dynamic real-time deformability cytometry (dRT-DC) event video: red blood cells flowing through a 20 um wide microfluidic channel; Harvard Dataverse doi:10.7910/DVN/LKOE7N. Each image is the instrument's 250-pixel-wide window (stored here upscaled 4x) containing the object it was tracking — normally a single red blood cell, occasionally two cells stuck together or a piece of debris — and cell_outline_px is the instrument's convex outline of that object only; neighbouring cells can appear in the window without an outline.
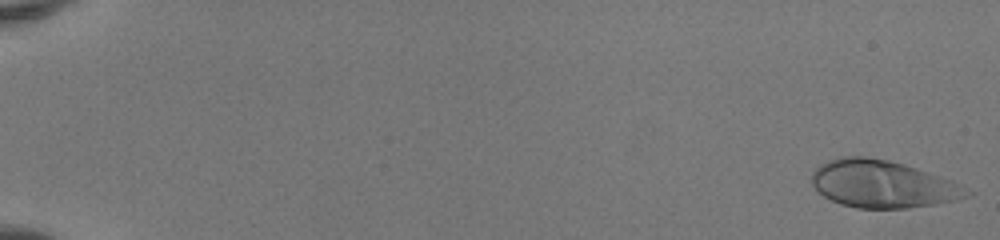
{"species": "human", "species_latin": "Homo sapiens", "temperature_condition": "room temperature", "stored_images_in_passage": 51, "camera_frame_rate_fps": 3000, "um_per_image_px": 0.085, "donor": {"sex": "female"}, "frame": {"image": 1, "passage_image": 1, "time_ms": 0.0, "image_size_px": [1000, 240], "cell_outline_px": [[976, 192], [968, 196], [956, 200], [936, 204], [908, 208], [856, 208], [840, 204], [824, 196], [812, 184], [812, 172], [820, 164], [828, 160], [840, 156], [864, 156], [888, 160], [904, 164], [952, 180]], "centroid_in_image_um": [75.04, 15.64], "position_along_channel_um": 10.0, "area_um2": 42.95}}
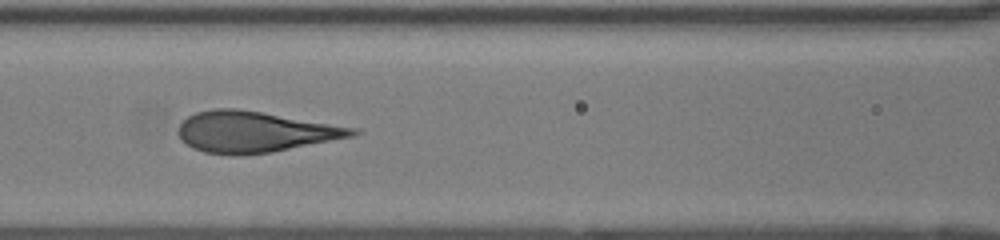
{"frame": {"image": 2, "passage_image": 25, "time_ms": 8.0, "image_size_px": [1000, 240], "cell_outline_px": [[364, 132], [352, 136], [272, 152], [240, 156], [232, 156], [204, 152], [192, 148], [180, 140], [176, 132], [180, 124], [188, 116], [196, 112], [216, 108], [236, 108], [360, 128]], "centroid_in_image_um": [21.63, 11.21], "position_along_channel_um": 145.0, "area_um2": 41.85}}
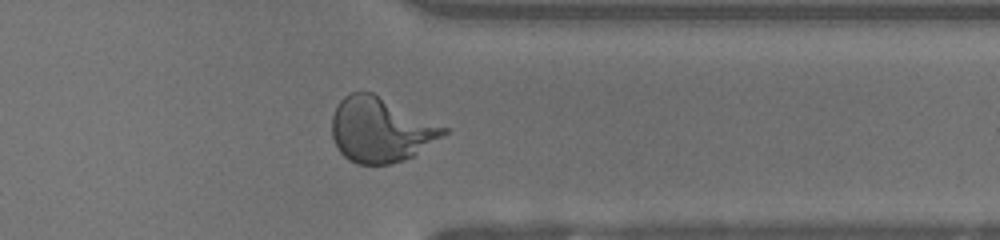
{"frame": {"image": 3, "passage_image": 42, "time_ms": 13.667, "image_size_px": [1000, 240], "cell_outline_px": [[448, 132], [412, 156], [404, 160], [388, 164], [356, 164], [348, 160], [340, 152], [332, 136], [332, 116], [340, 100], [344, 96], [352, 92], [372, 92], [448, 128]], "centroid_in_image_um": [32.33, 11.03], "position_along_channel_um": 379.1, "area_um2": 41.73}, "authors_computed_cell_mechanics": {"area_um2": 41.2692, "velocity_mm_per_s": 4.1505, "shape_relaxation_time_tau1_ms": 5.0466, "shape_relaxation_time_tau2_ms": null, "deformation_change_tau1": 0.2492, "deformation_change_tau2": null}}